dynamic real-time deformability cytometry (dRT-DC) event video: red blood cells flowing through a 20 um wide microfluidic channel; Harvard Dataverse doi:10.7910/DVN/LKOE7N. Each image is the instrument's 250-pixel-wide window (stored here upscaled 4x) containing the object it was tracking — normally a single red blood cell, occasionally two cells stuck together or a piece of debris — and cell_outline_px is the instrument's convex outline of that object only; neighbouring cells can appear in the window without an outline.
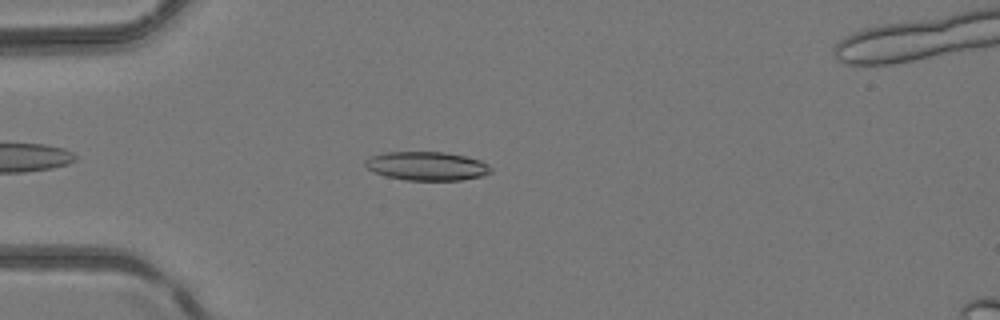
{"species": "common noctule bat (a hibernating species)", "species_latin": "Nyctalus noctula", "temperature_condition": "room temperature", "stored_images_in_passage": 35, "camera_frame_rate_fps": 3000, "um_per_image_px": 0.085, "animal": {"sex": "female", "body_mass_g": 24.6, "forearm_length_mm": 56.2}, "frame": {"image": 1, "passage_image": 6, "time_ms": 1.667, "image_size_px": [1000, 320], "cell_outline_px": [[492, 172], [480, 176], [460, 180], [404, 180], [384, 176], [368, 168], [364, 164], [364, 160], [368, 156], [384, 152], [444, 152], [464, 156], [480, 160], [492, 168]], "centroid_in_image_um": [36.24, 14.11], "position_along_channel_um": 48.8, "area_um2": 21.04}}
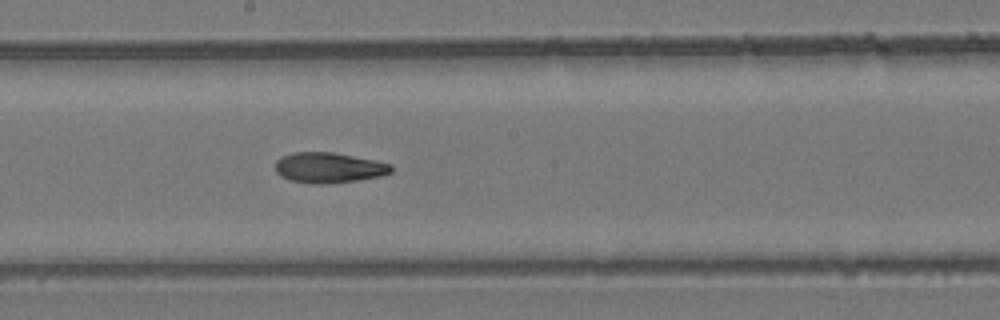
{"frame": {"image": 2, "passage_image": 19, "time_ms": 6.0, "image_size_px": [1000, 320], "cell_outline_px": [[392, 172], [380, 176], [356, 180], [320, 184], [312, 184], [288, 180], [280, 176], [276, 172], [276, 160], [280, 156], [292, 152], [332, 152], [376, 160], [392, 164]], "centroid_in_image_um": [27.92, 14.24], "position_along_channel_um": 220.3, "area_um2": 20.63}}
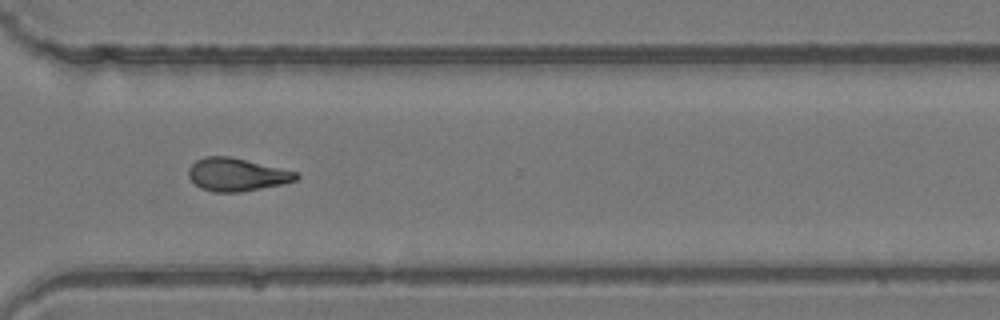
{"frame": {"image": 3, "passage_image": 28, "time_ms": 9.0, "image_size_px": [1000, 320], "cell_outline_px": [[300, 176], [296, 180], [284, 184], [240, 192], [212, 192], [200, 188], [188, 176], [188, 168], [196, 160], [204, 156], [228, 156], [280, 168], [296, 172]], "centroid_in_image_um": [20.1, 14.85], "position_along_channel_um": 350.5, "area_um2": 20.58}}